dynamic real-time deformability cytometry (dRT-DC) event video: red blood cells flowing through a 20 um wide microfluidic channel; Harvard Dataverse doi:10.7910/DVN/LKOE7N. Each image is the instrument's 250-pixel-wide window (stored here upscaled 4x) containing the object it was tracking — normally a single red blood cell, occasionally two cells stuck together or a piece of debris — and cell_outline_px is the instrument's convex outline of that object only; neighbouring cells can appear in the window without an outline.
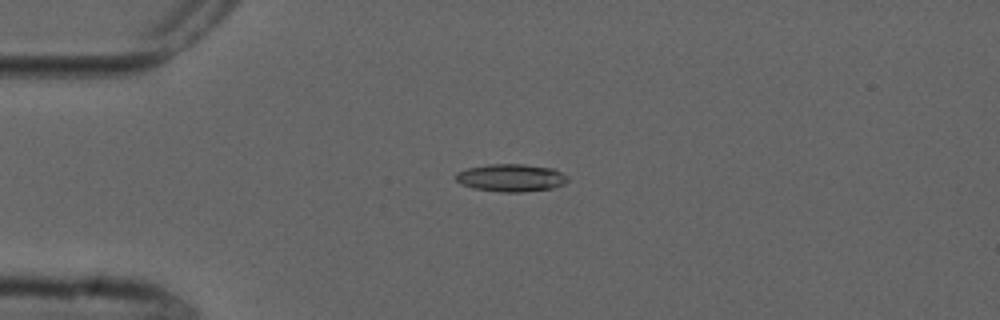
{"species": "common noctule bat (a hibernating species)", "species_latin": "Nyctalus noctula", "temperature_condition": "cold", "stored_images_in_passage": 5, "camera_frame_rate_fps": 3000, "um_per_image_px": 0.085, "animal": {"sex": "male", "forearm_length_mm": 52.5}, "frame": {"image": 1, "passage_image": 4, "time_ms": 3.667, "image_size_px": [1000, 320], "cell_outline_px": [[568, 180], [564, 184], [552, 188], [524, 192], [504, 192], [472, 188], [460, 184], [456, 180], [456, 172], [468, 168], [488, 164], [524, 164], [552, 168], [568, 176]], "centroid_in_image_um": [43.43, 15.11], "position_along_channel_um": 41.6, "area_um2": 18.03}}